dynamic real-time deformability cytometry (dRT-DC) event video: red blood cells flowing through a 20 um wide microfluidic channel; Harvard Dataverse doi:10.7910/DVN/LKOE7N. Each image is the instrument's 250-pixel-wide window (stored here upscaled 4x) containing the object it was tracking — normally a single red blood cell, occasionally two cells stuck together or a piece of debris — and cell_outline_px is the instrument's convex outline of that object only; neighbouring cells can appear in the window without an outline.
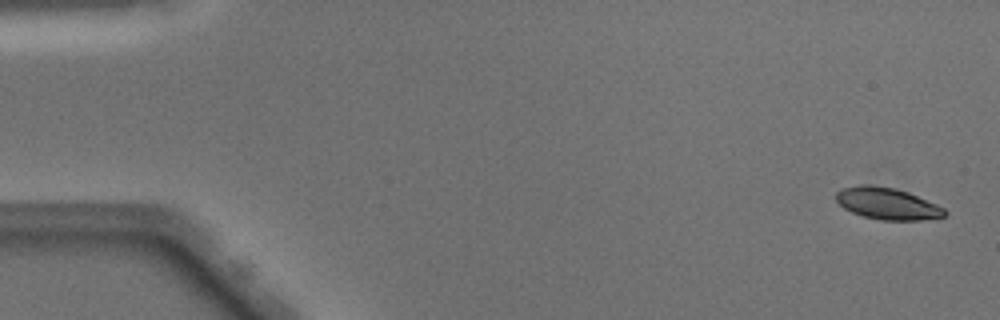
{"species": "Egyptian fruit bat (a non-hibernating species)", "species_latin": "Rousettus aegyptiacus", "temperature_condition": "warm", "stored_images_in_passage": 50, "camera_frame_rate_fps": 3000, "um_per_image_px": 0.085, "animal": {"sex": "male"}, "frame": {"image": 1, "passage_image": 2, "time_ms": 0.333, "image_size_px": [1000, 320], "cell_outline_px": [[948, 212], [944, 216], [920, 220], [880, 220], [864, 216], [852, 212], [844, 208], [836, 200], [836, 192], [844, 188], [860, 184], [872, 184], [896, 188], [908, 192], [936, 204], [944, 208]], "centroid_in_image_um": [75.41, 17.29], "position_along_channel_um": 9.6, "area_um2": 20.06}}
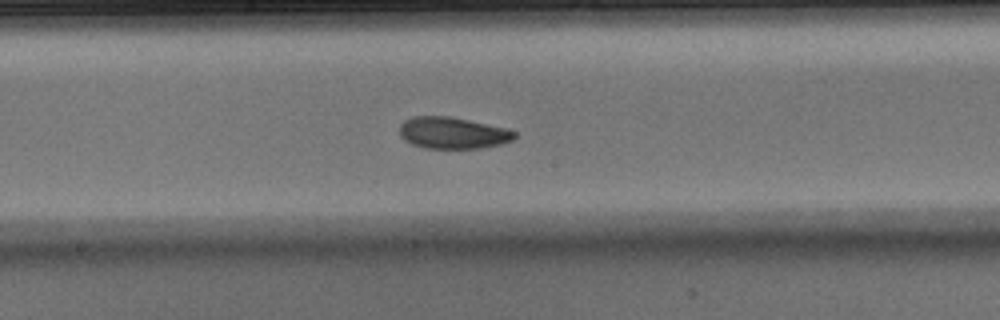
{"frame": {"image": 2, "passage_image": 27, "time_ms": 8.667, "image_size_px": [1000, 320], "cell_outline_px": [[516, 136], [512, 140], [500, 144], [480, 148], [424, 148], [412, 144], [404, 140], [400, 136], [400, 124], [404, 120], [412, 116], [448, 116], [468, 120], [504, 128], [516, 132]], "centroid_in_image_um": [38.43, 11.3], "position_along_channel_um": 209.8, "area_um2": 21.04}}
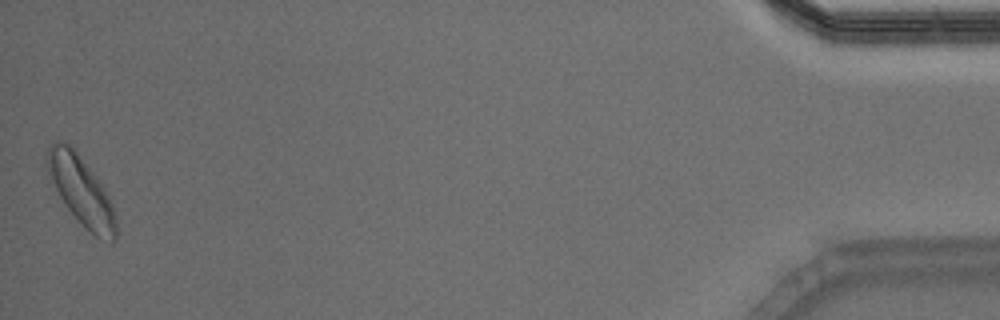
{"frame": {"image": 3, "passage_image": 50, "time_ms": 16.333, "image_size_px": [1000, 320], "cell_outline_px": [[116, 240], [112, 244], [96, 236], [64, 204], [44, 164], [44, 156], [48, 148], [56, 140], [60, 140], [76, 148], [96, 176], [104, 188], [112, 204], [116, 220]], "centroid_in_image_um": [6.89, 16.14], "position_along_channel_um": 428.3, "area_um2": 27.4}, "authors_computed_cell_mechanics": {"area_um2": 21.3571, "velocity_mm_per_s": 4.0408, "shape_relaxation_time_tau1_ms": 3.1783, "shape_relaxation_time_tau2_ms": 7.4128, "deformation_change_tau1": 0.1169, "deformation_change_tau2": 0.0981}}